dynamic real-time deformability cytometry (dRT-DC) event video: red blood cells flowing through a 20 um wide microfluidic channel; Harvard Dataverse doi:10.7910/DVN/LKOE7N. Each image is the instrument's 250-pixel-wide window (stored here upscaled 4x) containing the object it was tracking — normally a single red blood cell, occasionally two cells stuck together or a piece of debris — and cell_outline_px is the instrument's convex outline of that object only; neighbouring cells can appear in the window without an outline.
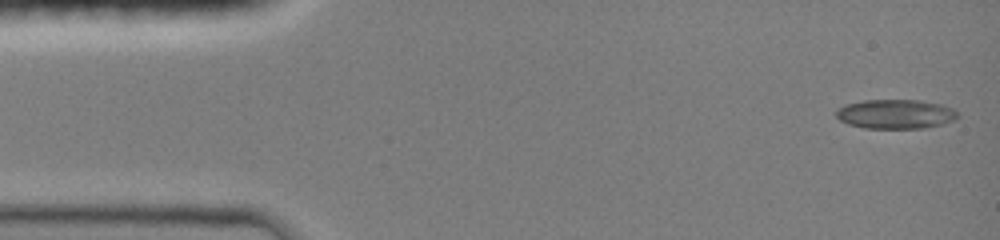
{"species": "common noctule bat (a hibernating species)", "species_latin": "Nyctalus noctula", "temperature_condition": "room temperature", "stored_images_in_passage": 18, "camera_frame_rate_fps": 3000, "um_per_image_px": 0.085, "animal": {"sex": "female", "body_mass_g": 19.0, "forearm_length_mm": 51.5}, "frame": {"image": 1, "passage_image": 1, "time_ms": 0.0, "image_size_px": [1000, 240], "cell_outline_px": [[960, 116], [956, 120], [944, 124], [924, 128], [864, 128], [848, 124], [840, 120], [836, 116], [836, 108], [844, 104], [864, 100], [920, 100], [940, 104], [952, 108]], "centroid_in_image_um": [76.12, 9.69], "position_along_channel_um": 8.9, "area_um2": 20.98}}
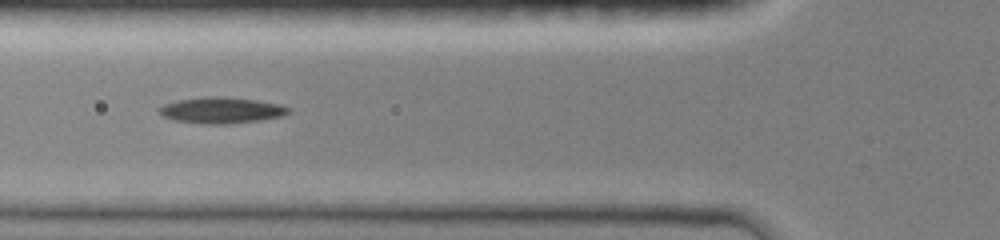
{"frame": {"image": 2, "passage_image": 11, "time_ms": 5.0, "image_size_px": [1000, 240], "cell_outline_px": [[288, 112], [280, 116], [260, 120], [228, 124], [204, 124], [176, 120], [164, 116], [160, 112], [160, 108], [164, 104], [176, 100], [256, 100], [280, 104], [288, 108]], "centroid_in_image_um": [18.84, 9.44], "position_along_channel_um": 107.0, "area_um2": 18.03}}
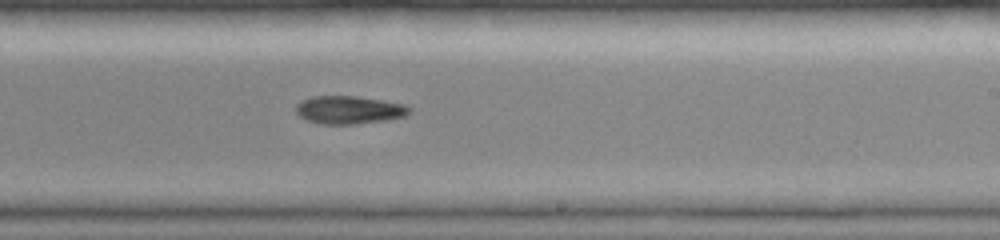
{"frame": {"image": 3, "passage_image": 18, "time_ms": 8.667, "image_size_px": [1000, 240], "cell_outline_px": [[412, 112], [404, 116], [388, 120], [352, 124], [320, 124], [308, 120], [300, 116], [296, 112], [296, 104], [312, 96], [356, 96], [384, 100], [404, 104], [412, 108]], "centroid_in_image_um": [29.71, 9.34], "position_along_channel_um": 259.3, "area_um2": 18.55}}